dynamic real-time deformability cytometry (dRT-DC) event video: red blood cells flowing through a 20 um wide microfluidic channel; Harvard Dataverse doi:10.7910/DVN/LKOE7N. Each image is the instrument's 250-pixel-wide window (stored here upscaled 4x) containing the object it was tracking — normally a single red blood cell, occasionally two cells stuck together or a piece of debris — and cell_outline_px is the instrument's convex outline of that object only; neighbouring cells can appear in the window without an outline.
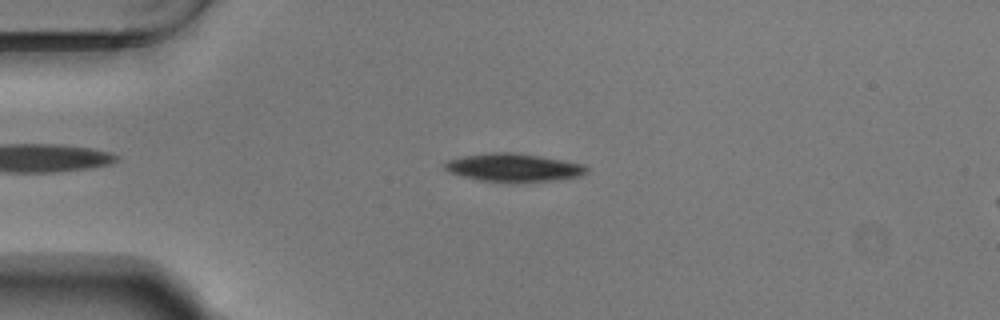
{"species": "Egyptian fruit bat (a non-hibernating species)", "species_latin": "Rousettus aegyptiacus", "temperature_condition": "warm", "stored_images_in_passage": 50, "camera_frame_rate_fps": 3000, "um_per_image_px": 0.085, "animal": {"sex": "male"}, "frame": {"image": 1, "passage_image": 9, "time_ms": 2.667, "image_size_px": [1000, 320], "cell_outline_px": [[588, 172], [580, 176], [552, 180], [480, 180], [460, 176], [448, 172], [444, 168], [444, 164], [448, 160], [464, 156], [492, 152], [516, 152], [564, 160], [584, 164], [588, 168]], "centroid_in_image_um": [43.65, 14.21], "position_along_channel_um": 41.4, "area_um2": 22.66}}
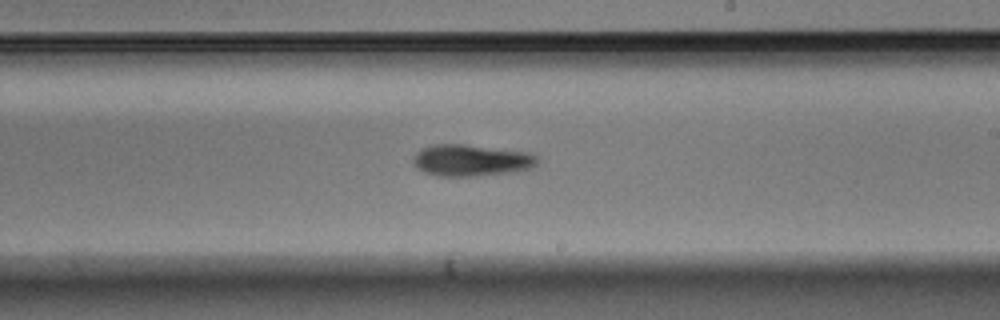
{"frame": {"image": 2, "passage_image": 28, "time_ms": 9.0, "image_size_px": [1000, 320], "cell_outline_px": [[536, 164], [528, 168], [508, 172], [468, 176], [440, 176], [424, 172], [412, 164], [412, 156], [416, 152], [424, 148], [436, 144], [464, 144], [528, 152], [536, 156]], "centroid_in_image_um": [39.97, 13.61], "position_along_channel_um": 249.0, "area_um2": 22.48}}
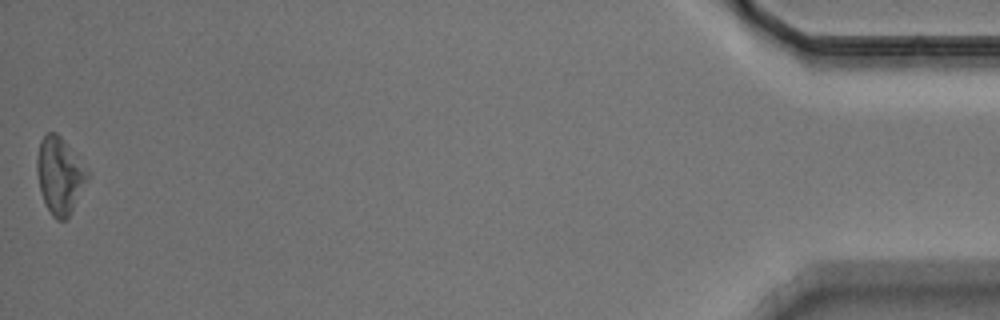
{"frame": {"image": 3, "passage_image": 50, "time_ms": 16.333, "image_size_px": [1000, 320], "cell_outline_px": [[92, 176], [68, 216], [64, 220], [56, 220], [52, 216], [44, 204], [36, 172], [36, 156], [40, 140], [48, 132], [56, 132], [64, 140], [92, 172]], "centroid_in_image_um": [5.11, 14.9], "position_along_channel_um": 430.1, "area_um2": 23.12}, "authors_computed_cell_mechanics": {"area_um2": 22.3686, "velocity_mm_per_s": 3.7185, "shape_relaxation_time_tau1_ms": 3.9355, "shape_relaxation_time_tau2_ms": null, "deformation_change_tau1": 0.1058, "deformation_change_tau2": null}}